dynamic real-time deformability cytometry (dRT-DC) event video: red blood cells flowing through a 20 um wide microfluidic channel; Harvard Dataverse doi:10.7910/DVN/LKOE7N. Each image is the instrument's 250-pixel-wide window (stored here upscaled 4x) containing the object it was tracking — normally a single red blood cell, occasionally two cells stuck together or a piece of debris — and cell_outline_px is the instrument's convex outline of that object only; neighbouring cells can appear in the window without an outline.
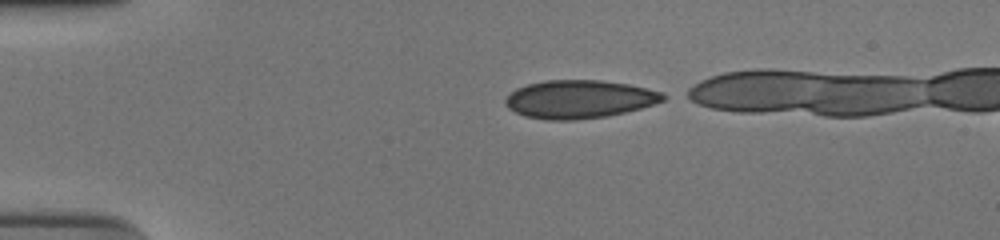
{"species": "human", "species_latin": "Homo sapiens", "temperature_condition": "cold", "stored_images_in_passage": 38, "camera_frame_rate_fps": 3000, "um_per_image_px": 0.085, "donor": {"sex": "male"}, "frame": {"image": 1, "passage_image": 1, "time_ms": 0.0, "image_size_px": [1000, 240], "cell_outline_px": [[672, 96], [664, 100], [640, 108], [608, 116], [576, 120], [544, 120], [524, 116], [508, 108], [504, 104], [504, 100], [508, 92], [516, 88], [528, 84], [544, 80], [600, 80], [628, 84], [664, 92]], "centroid_in_image_um": [49.22, 8.43], "position_along_channel_um": 35.8, "area_um2": 35.49}}
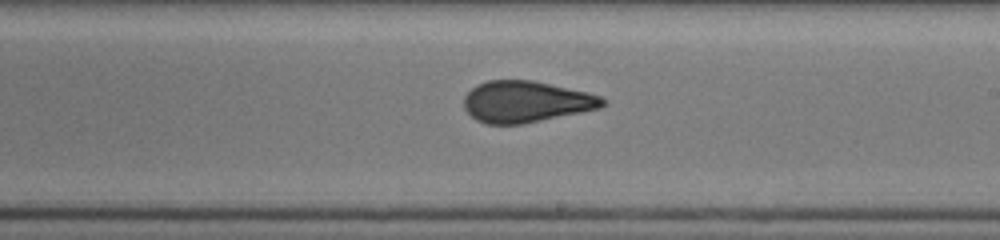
{"frame": {"image": 2, "passage_image": 22, "time_ms": 7.0, "image_size_px": [1000, 240], "cell_outline_px": [[608, 104], [600, 108], [524, 124], [488, 124], [476, 120], [464, 108], [464, 96], [472, 88], [488, 80], [532, 80], [588, 92], [600, 96], [608, 100]], "centroid_in_image_um": [44.75, 8.65], "position_along_channel_um": 244.3, "area_um2": 33.47}}
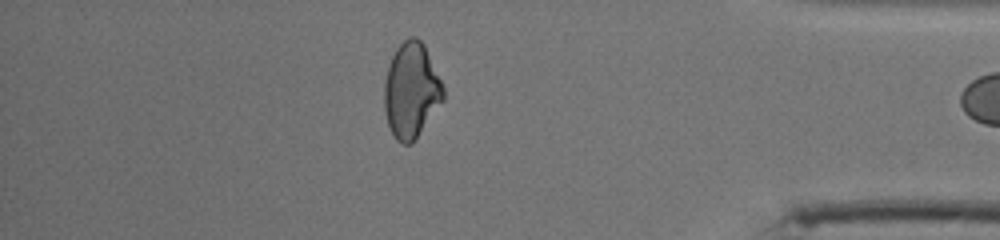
{"frame": {"image": 3, "passage_image": 37, "time_ms": 12.0, "image_size_px": [1000, 240], "cell_outline_px": [[444, 100], [412, 144], [400, 144], [396, 140], [388, 124], [384, 108], [384, 84], [388, 68], [392, 56], [396, 48], [408, 36], [416, 36], [424, 44], [444, 88]], "centroid_in_image_um": [34.96, 7.7], "position_along_channel_um": 400.2, "area_um2": 32.71}}